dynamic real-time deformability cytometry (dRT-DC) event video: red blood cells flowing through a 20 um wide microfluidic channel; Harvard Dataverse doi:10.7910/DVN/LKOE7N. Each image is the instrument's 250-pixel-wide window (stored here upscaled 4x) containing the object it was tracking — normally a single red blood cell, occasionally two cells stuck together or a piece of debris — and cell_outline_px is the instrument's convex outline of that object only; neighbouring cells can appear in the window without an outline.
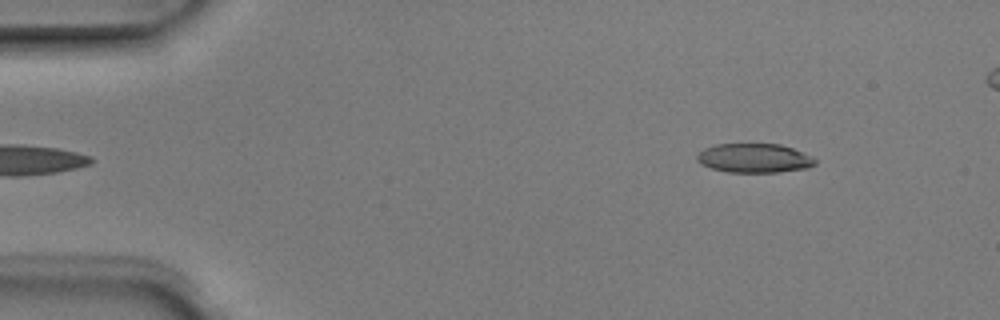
{"species": "Egyptian fruit bat (a non-hibernating species)", "species_latin": "Rousettus aegyptiacus", "temperature_condition": "room temperature", "stored_images_in_passage": 4, "segment_of_instrument_passage": [2, 2], "camera_frame_rate_fps": 3000, "um_per_image_px": 0.085, "animal": {"sex": "male"}, "frame": {"image": 1, "passage_image": 4, "time_ms": 1.0, "image_size_px": [1000, 320], "cell_outline_px": [[816, 164], [808, 168], [780, 172], [728, 172], [712, 168], [700, 164], [696, 160], [696, 156], [704, 148], [716, 144], [780, 144], [804, 152], [812, 156], [816, 160]], "centroid_in_image_um": [64.13, 13.44], "position_along_channel_um": 20.9, "area_um2": 20.17}}